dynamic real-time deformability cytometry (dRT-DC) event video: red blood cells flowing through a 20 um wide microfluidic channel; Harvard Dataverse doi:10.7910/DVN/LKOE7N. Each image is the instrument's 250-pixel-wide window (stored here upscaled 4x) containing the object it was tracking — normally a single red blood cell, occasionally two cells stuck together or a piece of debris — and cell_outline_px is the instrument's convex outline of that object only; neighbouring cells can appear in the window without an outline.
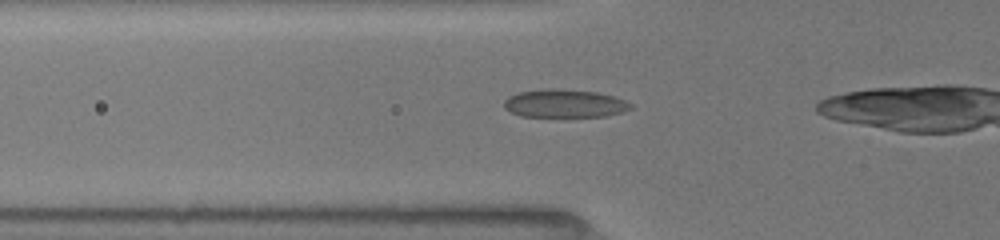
{"species": "common noctule bat (a hibernating species)", "species_latin": "Nyctalus noctula", "temperature_condition": "room temperature", "stored_images_in_passage": 30, "camera_frame_rate_fps": 3000, "um_per_image_px": 0.085, "animal": {"sex": "female", "body_mass_g": 19.5, "forearm_length_mm": 54.1}, "frame": {"image": 1, "passage_image": 4, "time_ms": 1.0, "image_size_px": [1000, 240], "cell_outline_px": [[632, 108], [620, 112], [604, 116], [520, 116], [504, 108], [504, 100], [508, 96], [520, 92], [548, 88], [560, 88], [596, 92], [612, 96], [624, 100], [632, 104]], "centroid_in_image_um": [47.96, 8.78], "position_along_channel_um": 77.8, "area_um2": 20.58}}
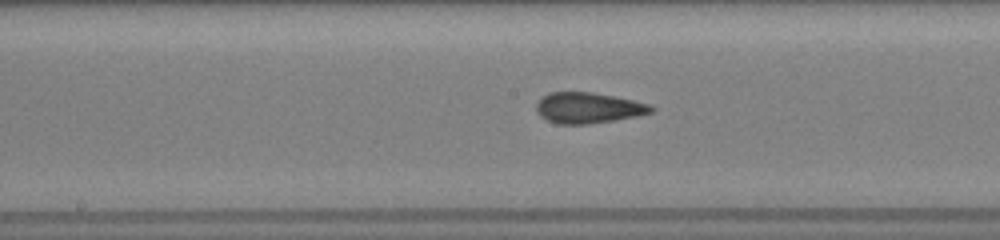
{"frame": {"image": 2, "passage_image": 13, "time_ms": 4.0, "image_size_px": [1000, 240], "cell_outline_px": [[656, 108], [652, 112], [636, 116], [588, 124], [556, 124], [540, 116], [536, 112], [536, 104], [540, 96], [548, 92], [592, 92], [652, 104]], "centroid_in_image_um": [49.96, 9.16], "position_along_channel_um": 198.2, "area_um2": 20.69}}
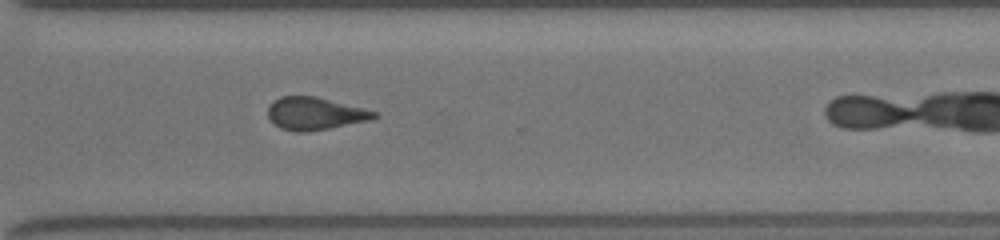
{"frame": {"image": 3, "passage_image": 24, "time_ms": 7.667, "image_size_px": [1000, 240], "cell_outline_px": [[380, 116], [368, 120], [328, 128], [304, 132], [296, 132], [280, 128], [268, 116], [268, 108], [272, 100], [280, 96], [316, 96], [380, 112]], "centroid_in_image_um": [26.78, 9.63], "position_along_channel_um": 343.8, "area_um2": 20.11}}